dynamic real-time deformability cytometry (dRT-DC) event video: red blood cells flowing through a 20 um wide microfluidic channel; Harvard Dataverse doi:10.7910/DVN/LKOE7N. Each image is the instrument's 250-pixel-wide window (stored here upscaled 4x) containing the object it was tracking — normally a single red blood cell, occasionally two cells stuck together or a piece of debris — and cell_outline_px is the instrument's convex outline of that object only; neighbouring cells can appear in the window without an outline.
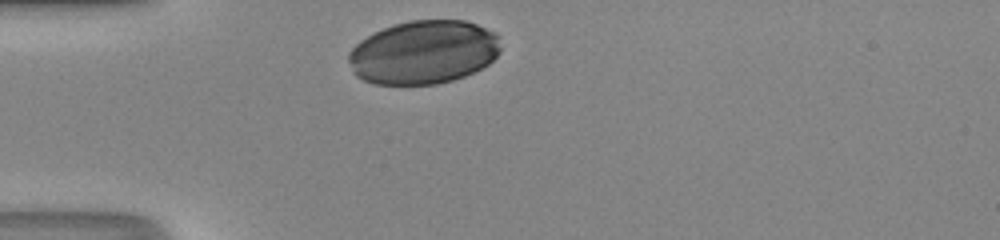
{"species": "human", "species_latin": "Homo sapiens", "temperature_condition": "room temperature", "stored_images_in_passage": 27, "camera_frame_rate_fps": 3000, "um_per_image_px": 0.085, "donor": {"sex": "male"}, "frame": {"image": 1, "passage_image": 1, "time_ms": 0.0, "image_size_px": [1000, 240], "cell_outline_px": [[500, 52], [488, 64], [464, 76], [452, 80], [436, 84], [372, 84], [356, 76], [352, 72], [348, 60], [348, 52], [360, 40], [392, 24], [412, 20], [464, 20], [476, 24], [496, 32], [500, 36]], "centroid_in_image_um": [36.0, 4.44], "position_along_channel_um": 49.0, "area_um2": 56.53}}